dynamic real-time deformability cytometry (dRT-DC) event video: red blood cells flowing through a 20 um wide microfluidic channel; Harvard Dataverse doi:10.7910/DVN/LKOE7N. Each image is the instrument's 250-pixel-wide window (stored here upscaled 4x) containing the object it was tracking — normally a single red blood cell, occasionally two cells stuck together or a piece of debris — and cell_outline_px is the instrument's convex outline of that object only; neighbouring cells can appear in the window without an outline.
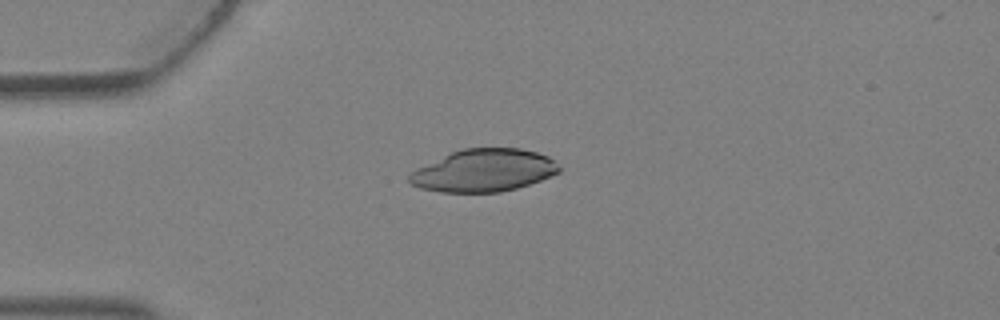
{"species": "Egyptian fruit bat (a non-hibernating species)", "species_latin": "Rousettus aegyptiacus", "temperature_condition": "warm", "stored_images_in_passage": 4, "camera_frame_rate_fps": 3000, "um_per_image_px": 0.085, "animal": {"sex": "female"}, "frame": {"image": 1, "passage_image": 3, "time_ms": 0.667, "image_size_px": [1000, 320], "cell_outline_px": [[560, 172], [540, 180], [516, 188], [500, 192], [440, 192], [420, 188], [412, 184], [408, 180], [408, 176], [412, 172], [452, 152], [464, 148], [520, 148], [536, 152], [548, 156], [560, 168]], "centroid_in_image_um": [41.14, 14.5], "position_along_channel_um": 43.9, "area_um2": 36.53}}